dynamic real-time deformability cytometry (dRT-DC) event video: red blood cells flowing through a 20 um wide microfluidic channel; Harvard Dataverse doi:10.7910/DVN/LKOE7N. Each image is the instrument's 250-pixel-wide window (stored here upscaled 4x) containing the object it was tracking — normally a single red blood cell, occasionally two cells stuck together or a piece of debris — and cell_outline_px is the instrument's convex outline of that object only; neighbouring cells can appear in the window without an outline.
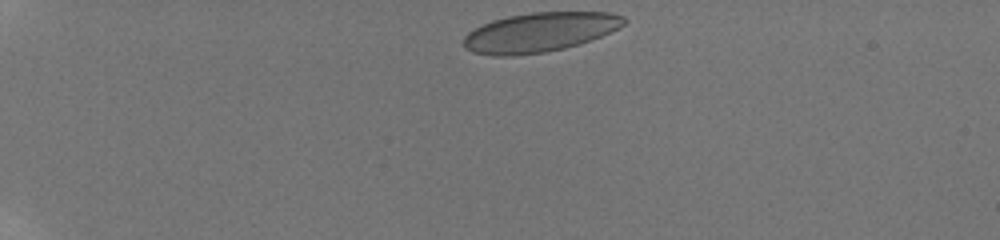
{"species": "human", "species_latin": "Homo sapiens", "temperature_condition": "room temperature", "stored_images_in_passage": 43, "camera_frame_rate_fps": 3000, "um_per_image_px": 0.085, "donor": {"sex": "male"}, "frame": {"image": 1, "passage_image": 1, "time_ms": 0.0, "image_size_px": [1000, 240], "cell_outline_px": [[628, 20], [624, 24], [592, 40], [580, 44], [564, 48], [544, 52], [512, 56], [492, 56], [472, 52], [464, 48], [464, 36], [468, 32], [492, 20], [508, 16], [532, 12], [612, 12], [624, 16]], "centroid_in_image_um": [45.87, 2.74], "position_along_channel_um": 39.1, "area_um2": 36.82}}
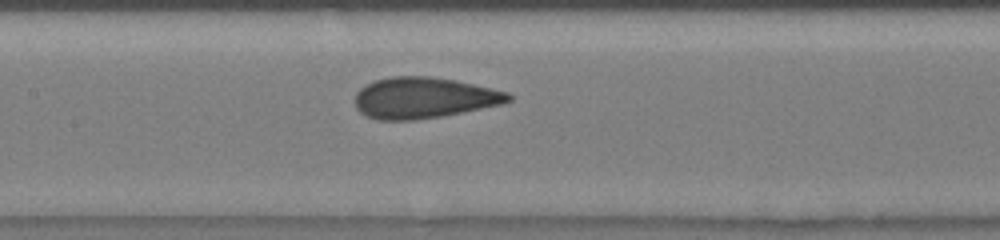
{"frame": {"image": 2, "passage_image": 18, "time_ms": 5.667, "image_size_px": [1000, 240], "cell_outline_px": [[512, 100], [504, 104], [440, 116], [412, 120], [376, 120], [364, 116], [356, 108], [356, 92], [360, 88], [376, 80], [392, 76], [428, 76], [456, 80], [508, 92], [512, 96]], "centroid_in_image_um": [36.02, 8.32], "position_along_channel_um": 171.4, "area_um2": 36.65}}
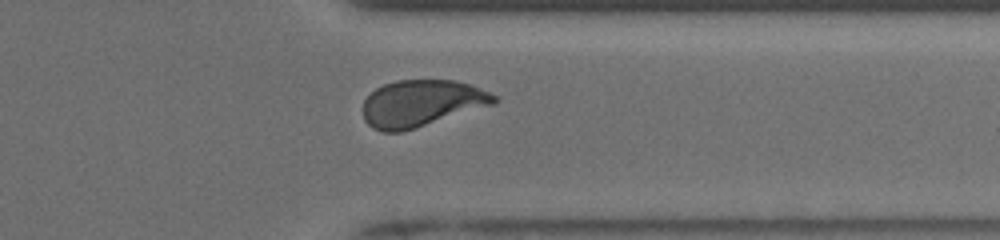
{"frame": {"image": 3, "passage_image": 34, "time_ms": 11.0, "image_size_px": [1000, 240], "cell_outline_px": [[500, 100], [496, 104], [416, 128], [400, 132], [384, 132], [372, 128], [364, 120], [364, 100], [376, 88], [384, 84], [396, 80], [456, 80], [480, 88], [496, 96]], "centroid_in_image_um": [35.85, 8.78], "position_along_channel_um": 375.5, "area_um2": 35.78}, "authors_computed_cell_mechanics": {"area_um2": 36.8186, "velocity_mm_per_s": 3.8256, "shape_relaxation_time_tau1_ms": 8.3719, "shape_relaxation_time_tau2_ms": null, "deformation_change_tau1": 0.1839, "deformation_change_tau2": null}}